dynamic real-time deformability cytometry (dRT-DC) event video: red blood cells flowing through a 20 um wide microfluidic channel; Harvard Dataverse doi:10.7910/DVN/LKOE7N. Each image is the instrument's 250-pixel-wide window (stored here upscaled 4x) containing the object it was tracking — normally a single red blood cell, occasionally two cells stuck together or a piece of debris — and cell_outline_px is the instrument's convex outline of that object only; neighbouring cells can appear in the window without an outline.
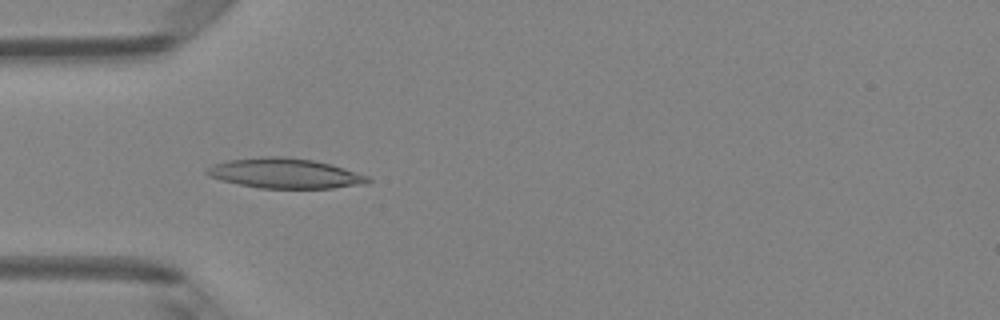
{"species": "Egyptian fruit bat (a non-hibernating species)", "species_latin": "Rousettus aegyptiacus", "temperature_condition": "room temperature", "stored_images_in_passage": 6, "camera_frame_rate_fps": 3000, "um_per_image_px": 0.085, "animal": {"sex": "female"}, "frame": {"image": 1, "passage_image": 4, "time_ms": 1.0, "image_size_px": [1000, 320], "cell_outline_px": [[372, 180], [364, 184], [332, 188], [260, 188], [220, 180], [208, 176], [204, 172], [212, 164], [228, 160], [260, 156], [288, 156], [312, 160], [332, 164], [368, 176]], "centroid_in_image_um": [24.2, 14.72], "position_along_channel_um": 60.8, "area_um2": 28.26}}
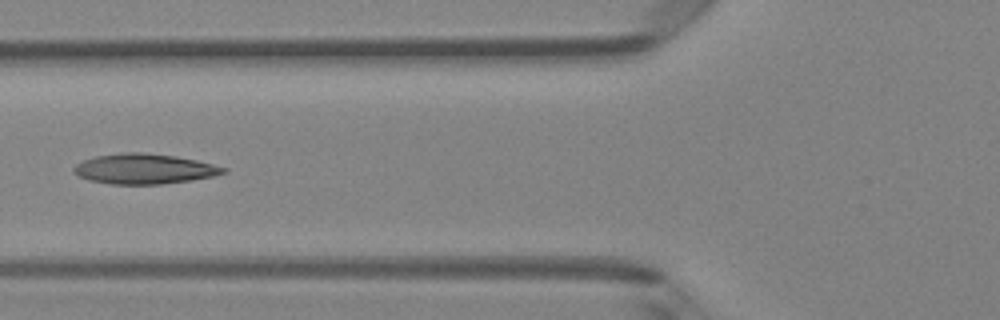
{"frame": {"image": 2, "passage_image": 5, "time_ms": 1.333, "image_size_px": [1000, 320], "cell_outline_px": [[228, 172], [212, 176], [192, 180], [160, 184], [112, 184], [88, 180], [72, 172], [72, 168], [76, 164], [84, 160], [96, 156], [124, 152], [140, 152], [176, 156], [196, 160], [228, 168]], "centroid_in_image_um": [12.26, 14.35], "position_along_channel_um": 113.5, "area_um2": 26.24}}
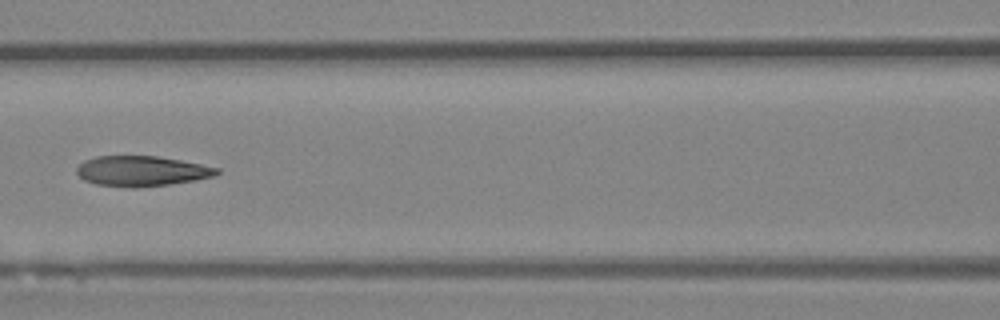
{"frame": {"image": 3, "passage_image": 6, "time_ms": 1.667, "image_size_px": [1000, 320], "cell_outline_px": [[220, 172], [216, 176], [196, 180], [168, 184], [132, 188], [96, 184], [84, 180], [76, 172], [76, 168], [84, 160], [96, 156], [156, 156], [180, 160], [220, 168]], "centroid_in_image_um": [12.04, 14.54], "position_along_channel_um": 154.6, "area_um2": 24.68}}